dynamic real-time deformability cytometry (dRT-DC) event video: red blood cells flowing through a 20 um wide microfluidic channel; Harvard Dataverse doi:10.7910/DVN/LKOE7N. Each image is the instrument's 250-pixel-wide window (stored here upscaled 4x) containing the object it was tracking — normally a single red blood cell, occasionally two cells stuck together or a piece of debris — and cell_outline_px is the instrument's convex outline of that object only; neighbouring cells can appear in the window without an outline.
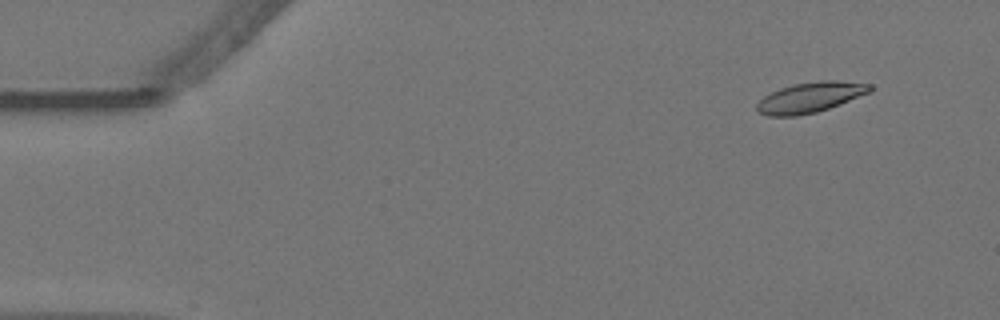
{"species": "Egyptian fruit bat (a non-hibernating species)", "species_latin": "Rousettus aegyptiacus", "temperature_condition": "warm", "stored_images_in_passage": 16, "camera_frame_rate_fps": 3000, "um_per_image_px": 0.085, "animal": {"sex": "female"}, "frame": {"image": 1, "passage_image": 5, "time_ms": 1.333, "image_size_px": [1000, 320], "cell_outline_px": [[872, 88], [868, 92], [840, 104], [816, 112], [796, 116], [768, 116], [760, 112], [756, 108], [756, 104], [764, 96], [780, 88], [792, 84], [820, 80], [836, 80], [872, 84]], "centroid_in_image_um": [68.85, 8.27], "position_along_channel_um": 16.2, "area_um2": 19.83}}
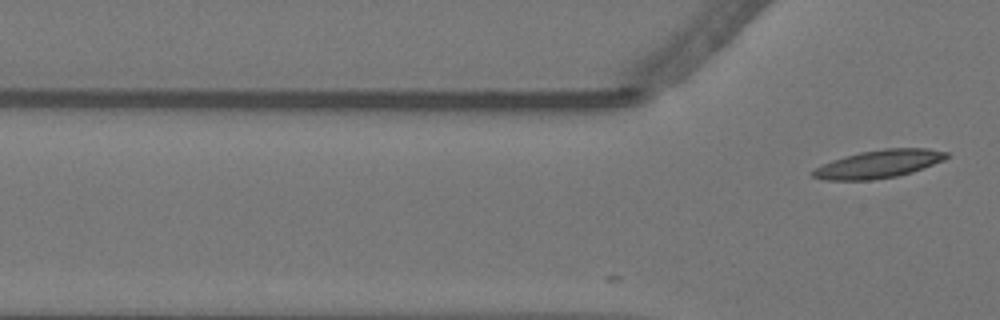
{"frame": {"image": 2, "passage_image": 16, "time_ms": 5.0, "image_size_px": [1000, 320], "cell_outline_px": [[948, 156], [944, 160], [912, 172], [896, 176], [872, 180], [824, 180], [812, 176], [812, 172], [816, 168], [832, 160], [844, 156], [860, 152], [884, 148], [928, 148], [948, 152]], "centroid_in_image_um": [74.71, 13.93], "position_along_channel_um": 51.1, "area_um2": 21.68}}